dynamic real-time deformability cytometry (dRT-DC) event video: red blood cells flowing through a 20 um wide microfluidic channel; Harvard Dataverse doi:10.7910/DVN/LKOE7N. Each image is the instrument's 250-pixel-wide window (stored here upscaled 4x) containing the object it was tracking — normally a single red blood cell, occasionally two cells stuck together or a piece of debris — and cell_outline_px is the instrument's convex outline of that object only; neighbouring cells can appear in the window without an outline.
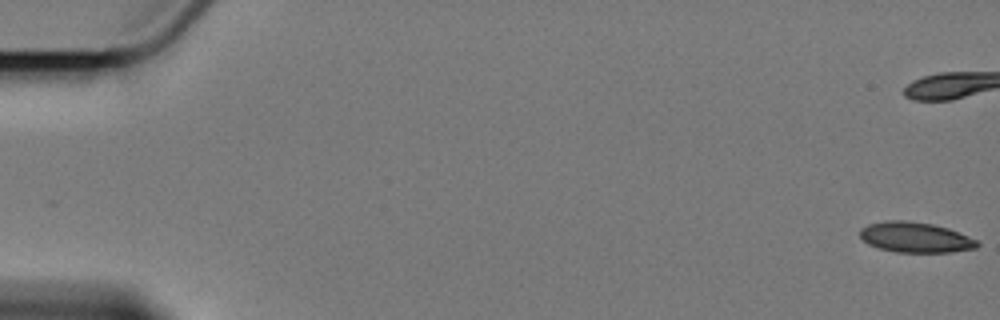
{"species": "Egyptian fruit bat (a non-hibernating species)", "species_latin": "Rousettus aegyptiacus", "temperature_condition": "cold", "stored_images_in_passage": 7, "camera_frame_rate_fps": 3000, "um_per_image_px": 0.085, "animal": {"sex": "female"}, "frame": {"image": 1, "passage_image": 1, "time_ms": 0.0, "image_size_px": [1000, 320], "cell_outline_px": [[980, 244], [976, 248], [952, 252], [896, 252], [880, 248], [868, 244], [860, 236], [860, 228], [868, 224], [888, 220], [904, 220], [932, 224], [948, 228], [968, 236], [976, 240]], "centroid_in_image_um": [77.8, 20.17], "position_along_channel_um": 7.2, "area_um2": 20.63}}
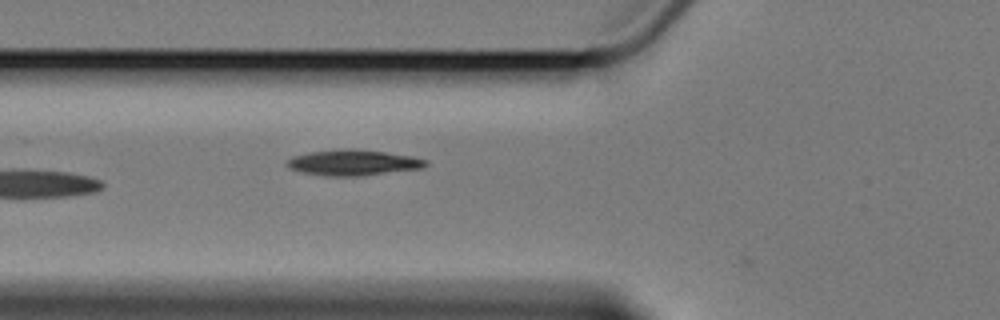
{"frame": {"image": 2, "passage_image": 7, "time_ms": 8.0, "image_size_px": [1000, 320], "cell_outline_px": [[428, 164], [420, 168], [360, 176], [328, 176], [304, 172], [288, 168], [288, 160], [292, 156], [312, 152], [352, 148], [384, 152], [412, 156], [428, 160]], "centroid_in_image_um": [30.04, 13.82], "position_along_channel_um": 95.8, "area_um2": 20.4}}